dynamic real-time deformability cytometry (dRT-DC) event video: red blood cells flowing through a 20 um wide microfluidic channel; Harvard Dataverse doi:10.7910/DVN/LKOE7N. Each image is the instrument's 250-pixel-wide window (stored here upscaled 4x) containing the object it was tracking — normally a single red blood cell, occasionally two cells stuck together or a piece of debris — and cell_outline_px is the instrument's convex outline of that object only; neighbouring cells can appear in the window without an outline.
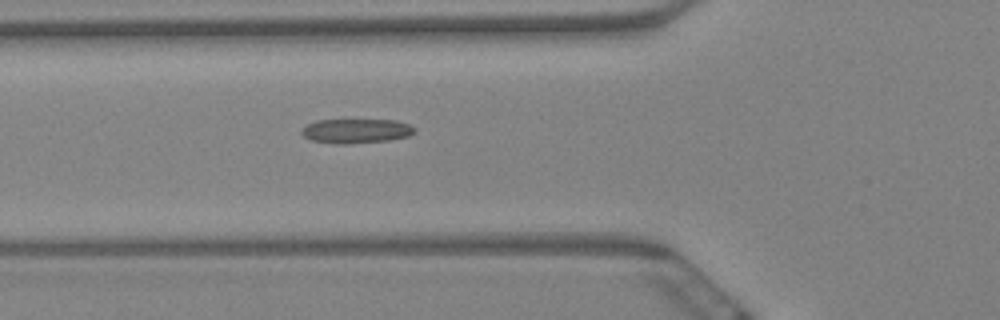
{"species": "Egyptian fruit bat (a non-hibernating species)", "species_latin": "Rousettus aegyptiacus", "temperature_condition": "warm", "stored_images_in_passage": 7, "camera_frame_rate_fps": 3000, "um_per_image_px": 0.085, "animal": {"sex": "female"}, "frame": {"image": 1, "passage_image": 7, "time_ms": 2.0, "image_size_px": [1000, 320], "cell_outline_px": [[416, 132], [408, 136], [388, 140], [348, 144], [340, 144], [312, 140], [304, 136], [300, 132], [308, 124], [316, 120], [396, 120], [408, 124], [416, 128]], "centroid_in_image_um": [30.3, 11.13], "position_along_channel_um": 95.5, "area_um2": 15.95}}